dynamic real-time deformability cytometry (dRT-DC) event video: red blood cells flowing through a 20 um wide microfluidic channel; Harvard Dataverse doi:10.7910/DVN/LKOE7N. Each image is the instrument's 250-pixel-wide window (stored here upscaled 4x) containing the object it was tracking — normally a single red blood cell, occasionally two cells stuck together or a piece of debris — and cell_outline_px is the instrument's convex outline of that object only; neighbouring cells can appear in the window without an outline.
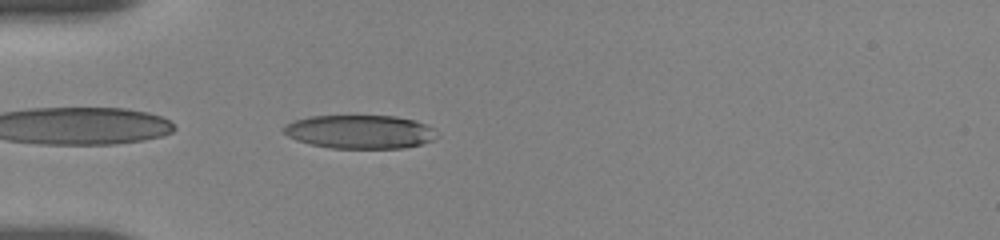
{"species": "human", "species_latin": "Homo sapiens", "temperature_condition": "room temperature", "stored_images_in_passage": 37, "camera_frame_rate_fps": 3000, "um_per_image_px": 0.085, "donor": {"sex": "female"}, "frame": {"image": 1, "passage_image": 1, "time_ms": 0.0, "image_size_px": [1000, 240], "cell_outline_px": [[440, 136], [432, 140], [420, 144], [404, 148], [332, 148], [312, 144], [296, 140], [288, 136], [280, 128], [284, 124], [296, 120], [312, 116], [396, 116], [416, 120], [432, 128]], "centroid_in_image_um": [30.59, 11.2], "position_along_channel_um": 54.4, "area_um2": 30.0}}
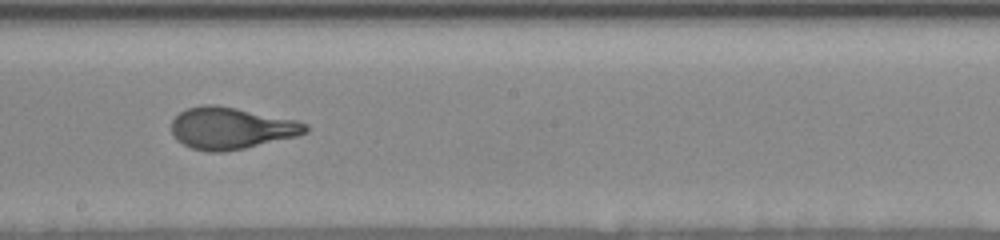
{"frame": {"image": 2, "passage_image": 20, "time_ms": 5.0, "image_size_px": [1000, 240], "cell_outline_px": [[308, 132], [296, 136], [244, 148], [220, 152], [208, 152], [192, 148], [176, 140], [172, 132], [172, 120], [180, 112], [188, 108], [204, 104], [216, 104], [296, 120], [308, 124]], "centroid_in_image_um": [19.63, 10.89], "position_along_channel_um": 228.6, "area_um2": 32.43}}
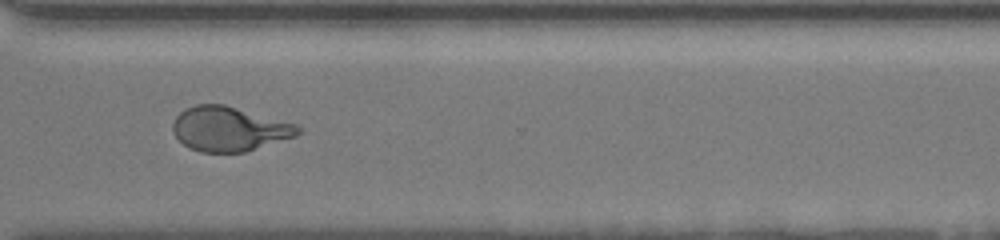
{"frame": {"image": 3, "passage_image": 36, "time_ms": 8.333, "image_size_px": [1000, 240], "cell_outline_px": [[304, 132], [296, 136], [244, 152], [200, 152], [188, 148], [172, 132], [172, 124], [176, 116], [184, 108], [196, 104], [224, 104], [296, 124], [304, 128]], "centroid_in_image_um": [19.48, 10.95], "position_along_channel_um": 351.1, "area_um2": 32.6}}